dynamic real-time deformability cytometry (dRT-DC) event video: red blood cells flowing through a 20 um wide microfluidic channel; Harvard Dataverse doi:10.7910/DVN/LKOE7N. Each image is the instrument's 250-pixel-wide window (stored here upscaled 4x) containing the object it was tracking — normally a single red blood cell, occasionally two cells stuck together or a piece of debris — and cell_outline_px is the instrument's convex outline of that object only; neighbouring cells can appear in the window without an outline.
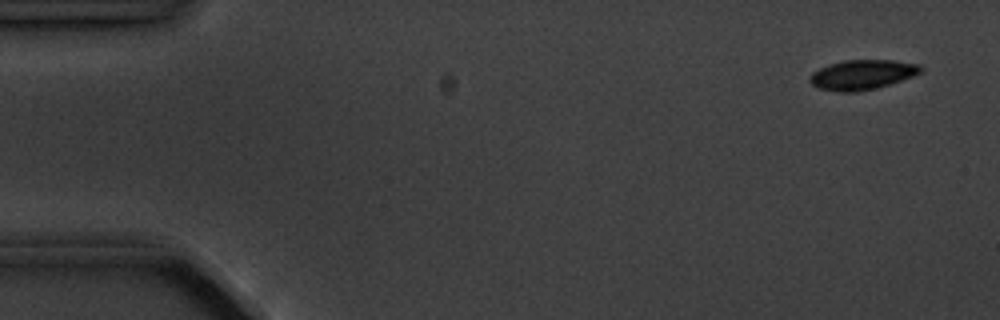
{"species": "common noctule bat (a hibernating species)", "species_latin": "Nyctalus noctula", "temperature_condition": "cold", "stored_images_in_passage": 4, "camera_frame_rate_fps": 3000, "um_per_image_px": 0.085, "animal": {"sex": "male", "body_mass_g": 20.1, "forearm_length_mm": 53.5}, "frame": {"image": 1, "passage_image": 1, "time_ms": 0.0, "image_size_px": [1000, 320], "cell_outline_px": [[924, 68], [920, 72], [912, 76], [888, 84], [856, 92], [840, 92], [820, 88], [812, 84], [808, 80], [808, 76], [812, 72], [828, 64], [844, 60], [892, 60], [920, 64]], "centroid_in_image_um": [73.25, 6.33], "position_along_channel_um": 11.7, "area_um2": 19.07}}
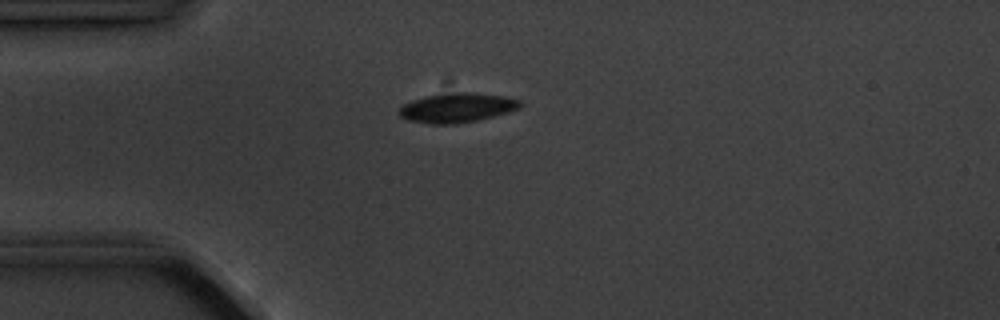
{"frame": {"image": 2, "passage_image": 4, "time_ms": 3.667, "image_size_px": [1000, 320], "cell_outline_px": [[520, 108], [508, 112], [476, 120], [456, 124], [432, 124], [408, 120], [400, 116], [400, 108], [404, 104], [412, 100], [424, 96], [456, 92], [472, 92], [504, 96], [520, 100]], "centroid_in_image_um": [38.84, 9.15], "position_along_channel_um": 46.2, "area_um2": 20.58}}